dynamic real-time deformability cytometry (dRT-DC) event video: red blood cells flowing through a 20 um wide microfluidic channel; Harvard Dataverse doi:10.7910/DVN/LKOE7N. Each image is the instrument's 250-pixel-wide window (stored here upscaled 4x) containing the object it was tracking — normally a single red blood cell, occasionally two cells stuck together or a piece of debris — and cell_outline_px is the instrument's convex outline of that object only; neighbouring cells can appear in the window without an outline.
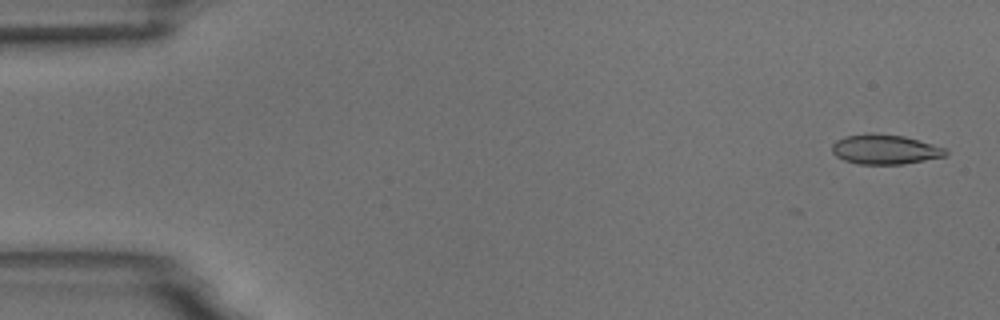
{"species": "common noctule bat (a hibernating species)", "species_latin": "Nyctalus noctula", "temperature_condition": "room temperature", "stored_images_in_passage": 4, "camera_frame_rate_fps": 3000, "um_per_image_px": 0.085, "animal": {"sex": "male", "body_mass_g": 18.8}, "frame": {"image": 1, "passage_image": 1, "time_ms": 0.0, "image_size_px": [1000, 320], "cell_outline_px": [[948, 152], [944, 156], [904, 164], [856, 164], [844, 160], [836, 156], [832, 152], [832, 144], [836, 140], [844, 136], [868, 132], [872, 132], [904, 136], [932, 144], [944, 148]], "centroid_in_image_um": [75.16, 12.68], "position_along_channel_um": 9.8, "area_um2": 19.77}}